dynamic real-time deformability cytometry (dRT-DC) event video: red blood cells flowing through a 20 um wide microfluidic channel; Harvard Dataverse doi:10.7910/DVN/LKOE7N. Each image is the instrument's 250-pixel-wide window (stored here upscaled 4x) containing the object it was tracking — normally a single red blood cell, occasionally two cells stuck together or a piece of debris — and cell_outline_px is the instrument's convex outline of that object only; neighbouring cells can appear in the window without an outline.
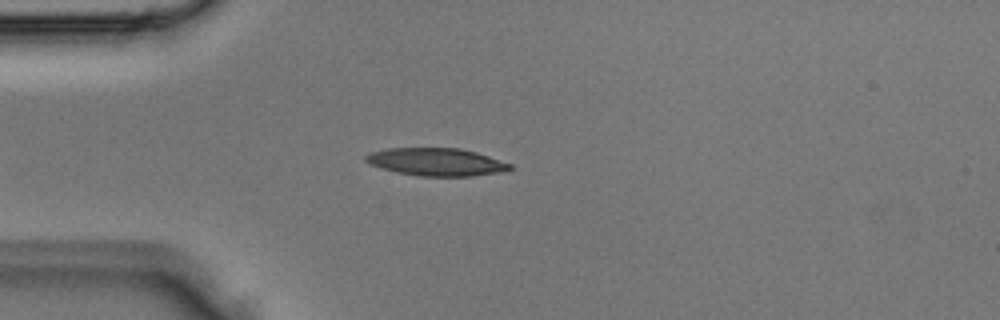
{"species": "Egyptian fruit bat (a non-hibernating species)", "species_latin": "Rousettus aegyptiacus", "temperature_condition": "room temperature", "stored_images_in_passage": 1, "camera_frame_rate_fps": 3000, "um_per_image_px": 0.085, "animal": {"sex": "male"}, "frame": {"image": 1, "passage_image": 1, "time_ms": 0.0, "image_size_px": [1000, 320], "cell_outline_px": [[512, 168], [508, 172], [472, 176], [420, 176], [396, 172], [372, 164], [364, 160], [364, 156], [372, 152], [388, 148], [460, 148], [476, 152], [512, 164]], "centroid_in_image_um": [37.16, 13.77], "position_along_channel_um": 47.8, "area_um2": 23.29}}